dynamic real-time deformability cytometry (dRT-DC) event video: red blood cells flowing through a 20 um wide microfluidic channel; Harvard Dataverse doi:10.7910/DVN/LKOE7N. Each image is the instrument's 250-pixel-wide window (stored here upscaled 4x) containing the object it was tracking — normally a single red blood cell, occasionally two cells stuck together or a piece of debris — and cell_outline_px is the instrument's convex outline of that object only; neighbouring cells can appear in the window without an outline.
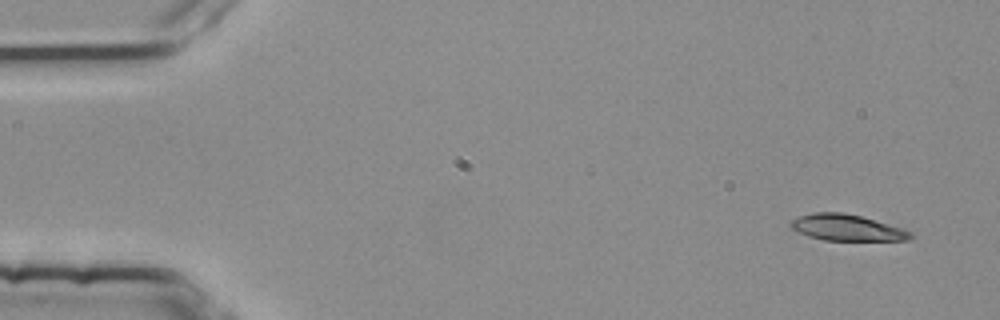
{"species": "common noctule bat (a hibernating species)", "species_latin": "Nyctalus noctula", "temperature_condition": "room temperature", "stored_images_in_passage": 4, "camera_frame_rate_fps": 3000, "um_per_image_px": 0.085, "animal": {"sex": "female", "body_mass_g": 25.1}, "frame": {"image": 1, "passage_image": 1, "time_ms": 0.0, "image_size_px": [1000, 320], "cell_outline_px": [[912, 236], [908, 240], [824, 240], [808, 236], [792, 228], [788, 224], [792, 220], [800, 216], [812, 212], [844, 212], [860, 216], [904, 228], [912, 232]], "centroid_in_image_um": [71.99, 19.34], "position_along_channel_um": 13.0, "area_um2": 18.21}}
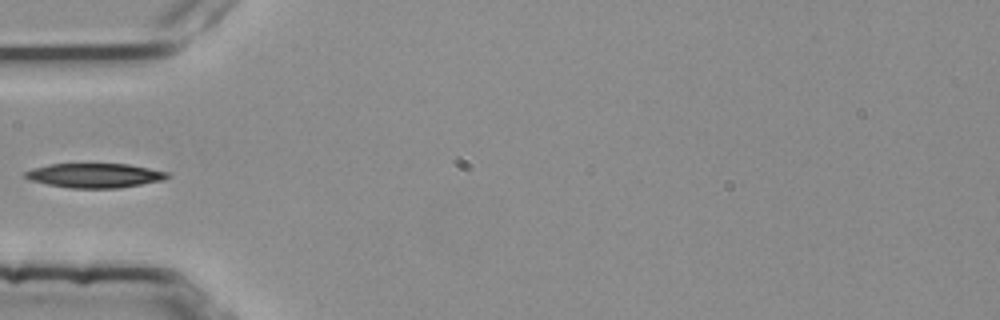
{"frame": {"image": 2, "passage_image": 4, "time_ms": 1.0, "image_size_px": [1000, 320], "cell_outline_px": [[168, 176], [164, 180], [116, 188], [72, 188], [48, 184], [32, 180], [24, 176], [24, 172], [32, 168], [48, 164], [128, 164], [168, 172]], "centroid_in_image_um": [8.03, 14.91], "position_along_channel_um": 77.0, "area_um2": 19.94}}